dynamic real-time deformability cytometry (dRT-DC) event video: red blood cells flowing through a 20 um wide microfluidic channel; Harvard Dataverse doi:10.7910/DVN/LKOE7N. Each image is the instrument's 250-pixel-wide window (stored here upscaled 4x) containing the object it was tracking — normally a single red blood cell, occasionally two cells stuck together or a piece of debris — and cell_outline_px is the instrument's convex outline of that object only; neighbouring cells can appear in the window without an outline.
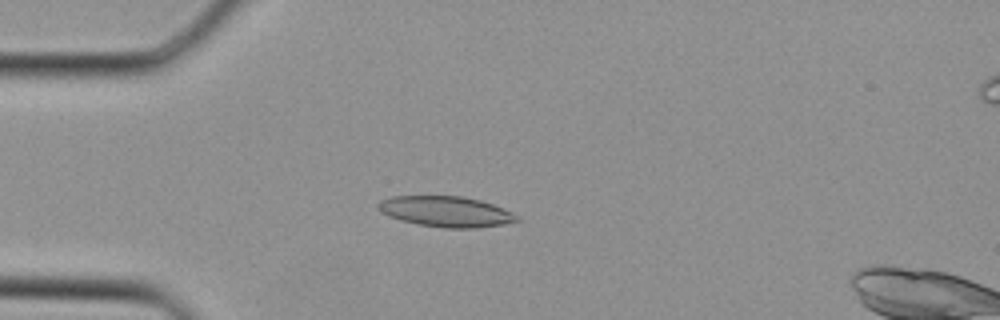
{"species": "Egyptian fruit bat (a non-hibernating species)", "species_latin": "Rousettus aegyptiacus", "temperature_condition": "cold", "stored_images_in_passage": 36, "camera_frame_rate_fps": 3000, "um_per_image_px": 0.085, "animal": {"sex": "female"}, "frame": {"image": 1, "passage_image": 9, "time_ms": 2.667, "image_size_px": [1000, 320], "cell_outline_px": [[520, 220], [504, 224], [476, 228], [444, 228], [420, 224], [400, 220], [388, 216], [380, 212], [376, 208], [376, 204], [380, 200], [392, 196], [460, 196], [480, 200], [492, 204], [512, 212], [520, 216]], "centroid_in_image_um": [37.88, 17.98], "position_along_channel_um": 47.1, "area_um2": 24.85}}
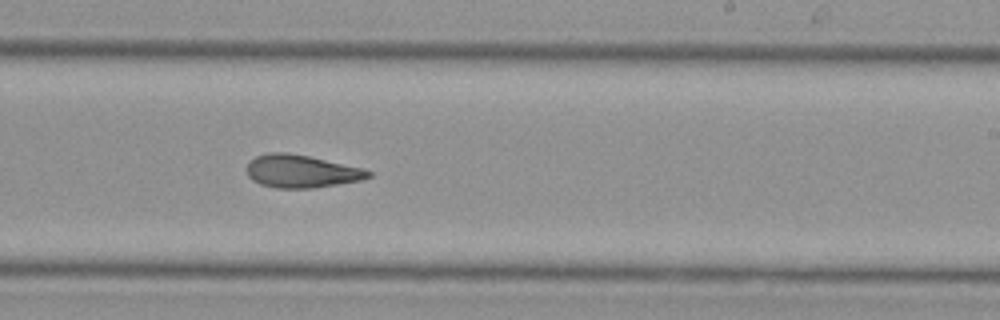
{"frame": {"image": 2, "passage_image": 22, "time_ms": 7.0, "image_size_px": [1000, 320], "cell_outline_px": [[372, 176], [360, 180], [312, 188], [276, 188], [260, 184], [252, 180], [248, 176], [248, 160], [256, 156], [268, 152], [288, 152], [308, 156], [360, 168], [372, 172]], "centroid_in_image_um": [25.55, 14.55], "position_along_channel_um": 263.4, "area_um2": 23.0}}
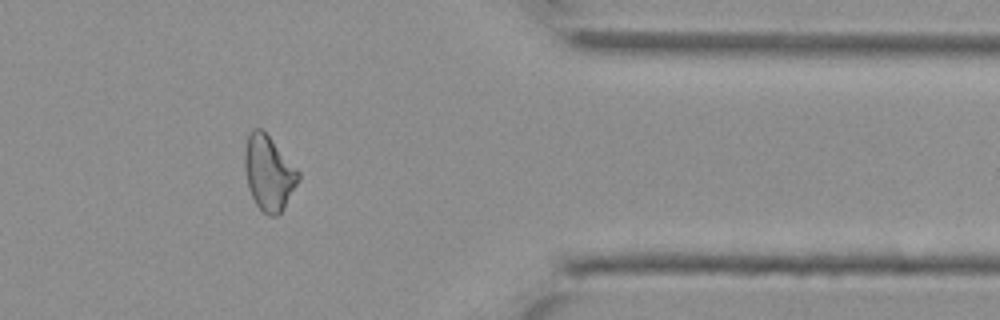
{"frame": {"image": 3, "passage_image": 30, "time_ms": 9.667, "image_size_px": [1000, 320], "cell_outline_px": [[300, 180], [284, 208], [276, 216], [268, 216], [256, 204], [248, 188], [244, 168], [244, 148], [248, 136], [252, 128], [260, 128], [268, 136], [300, 172]], "centroid_in_image_um": [22.83, 14.72], "position_along_channel_um": 388.6, "area_um2": 23.29}}